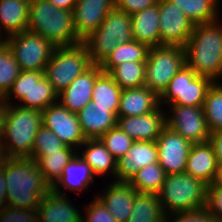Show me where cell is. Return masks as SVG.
<instances>
[{
  "mask_svg": "<svg viewBox=\"0 0 222 222\" xmlns=\"http://www.w3.org/2000/svg\"><path fill=\"white\" fill-rule=\"evenodd\" d=\"M186 65L183 46L151 47L145 66L144 86L160 96L170 80Z\"/></svg>",
  "mask_w": 222,
  "mask_h": 222,
  "instance_id": "cell-9",
  "label": "cell"
},
{
  "mask_svg": "<svg viewBox=\"0 0 222 222\" xmlns=\"http://www.w3.org/2000/svg\"><path fill=\"white\" fill-rule=\"evenodd\" d=\"M146 62L125 61L113 68L109 74L113 80L124 89L144 86Z\"/></svg>",
  "mask_w": 222,
  "mask_h": 222,
  "instance_id": "cell-35",
  "label": "cell"
},
{
  "mask_svg": "<svg viewBox=\"0 0 222 222\" xmlns=\"http://www.w3.org/2000/svg\"><path fill=\"white\" fill-rule=\"evenodd\" d=\"M180 8L195 25L206 24L221 18L220 0H169Z\"/></svg>",
  "mask_w": 222,
  "mask_h": 222,
  "instance_id": "cell-29",
  "label": "cell"
},
{
  "mask_svg": "<svg viewBox=\"0 0 222 222\" xmlns=\"http://www.w3.org/2000/svg\"><path fill=\"white\" fill-rule=\"evenodd\" d=\"M158 163L156 141H134L124 157L116 162L115 181L128 182L144 166Z\"/></svg>",
  "mask_w": 222,
  "mask_h": 222,
  "instance_id": "cell-18",
  "label": "cell"
},
{
  "mask_svg": "<svg viewBox=\"0 0 222 222\" xmlns=\"http://www.w3.org/2000/svg\"><path fill=\"white\" fill-rule=\"evenodd\" d=\"M133 40L131 16L118 8H112L101 26L83 40L91 62L101 64L119 45Z\"/></svg>",
  "mask_w": 222,
  "mask_h": 222,
  "instance_id": "cell-6",
  "label": "cell"
},
{
  "mask_svg": "<svg viewBox=\"0 0 222 222\" xmlns=\"http://www.w3.org/2000/svg\"><path fill=\"white\" fill-rule=\"evenodd\" d=\"M134 141H156L167 126L166 111L159 106L155 111L135 117H117V124Z\"/></svg>",
  "mask_w": 222,
  "mask_h": 222,
  "instance_id": "cell-16",
  "label": "cell"
},
{
  "mask_svg": "<svg viewBox=\"0 0 222 222\" xmlns=\"http://www.w3.org/2000/svg\"><path fill=\"white\" fill-rule=\"evenodd\" d=\"M207 184L187 173L166 175L157 193L166 216L206 207Z\"/></svg>",
  "mask_w": 222,
  "mask_h": 222,
  "instance_id": "cell-5",
  "label": "cell"
},
{
  "mask_svg": "<svg viewBox=\"0 0 222 222\" xmlns=\"http://www.w3.org/2000/svg\"><path fill=\"white\" fill-rule=\"evenodd\" d=\"M41 126V111L6 104L1 141L4 157H30L35 136Z\"/></svg>",
  "mask_w": 222,
  "mask_h": 222,
  "instance_id": "cell-4",
  "label": "cell"
},
{
  "mask_svg": "<svg viewBox=\"0 0 222 222\" xmlns=\"http://www.w3.org/2000/svg\"><path fill=\"white\" fill-rule=\"evenodd\" d=\"M103 193L95 195L118 222H127L134 203L136 190L125 181H109Z\"/></svg>",
  "mask_w": 222,
  "mask_h": 222,
  "instance_id": "cell-20",
  "label": "cell"
},
{
  "mask_svg": "<svg viewBox=\"0 0 222 222\" xmlns=\"http://www.w3.org/2000/svg\"><path fill=\"white\" fill-rule=\"evenodd\" d=\"M156 144L158 163L166 174L185 173L192 144L168 126L164 128L156 140Z\"/></svg>",
  "mask_w": 222,
  "mask_h": 222,
  "instance_id": "cell-15",
  "label": "cell"
},
{
  "mask_svg": "<svg viewBox=\"0 0 222 222\" xmlns=\"http://www.w3.org/2000/svg\"><path fill=\"white\" fill-rule=\"evenodd\" d=\"M95 179L96 177L92 173L90 166L77 153L63 168L61 179L52 190L60 195H66V191L80 195L79 193L81 192H89L88 188L95 183Z\"/></svg>",
  "mask_w": 222,
  "mask_h": 222,
  "instance_id": "cell-22",
  "label": "cell"
},
{
  "mask_svg": "<svg viewBox=\"0 0 222 222\" xmlns=\"http://www.w3.org/2000/svg\"><path fill=\"white\" fill-rule=\"evenodd\" d=\"M0 222H39V220L36 209L4 206L0 210Z\"/></svg>",
  "mask_w": 222,
  "mask_h": 222,
  "instance_id": "cell-41",
  "label": "cell"
},
{
  "mask_svg": "<svg viewBox=\"0 0 222 222\" xmlns=\"http://www.w3.org/2000/svg\"><path fill=\"white\" fill-rule=\"evenodd\" d=\"M213 83L210 78L196 75L185 65L159 96L160 106L165 109L168 105L203 106L207 91Z\"/></svg>",
  "mask_w": 222,
  "mask_h": 222,
  "instance_id": "cell-10",
  "label": "cell"
},
{
  "mask_svg": "<svg viewBox=\"0 0 222 222\" xmlns=\"http://www.w3.org/2000/svg\"><path fill=\"white\" fill-rule=\"evenodd\" d=\"M85 206V211L82 213V222H118L105 205L94 195L93 201L91 200Z\"/></svg>",
  "mask_w": 222,
  "mask_h": 222,
  "instance_id": "cell-40",
  "label": "cell"
},
{
  "mask_svg": "<svg viewBox=\"0 0 222 222\" xmlns=\"http://www.w3.org/2000/svg\"><path fill=\"white\" fill-rule=\"evenodd\" d=\"M164 222H216V219L204 208L192 212L168 215Z\"/></svg>",
  "mask_w": 222,
  "mask_h": 222,
  "instance_id": "cell-43",
  "label": "cell"
},
{
  "mask_svg": "<svg viewBox=\"0 0 222 222\" xmlns=\"http://www.w3.org/2000/svg\"><path fill=\"white\" fill-rule=\"evenodd\" d=\"M71 202L68 195L57 194L51 189L37 206L39 222H82V211Z\"/></svg>",
  "mask_w": 222,
  "mask_h": 222,
  "instance_id": "cell-21",
  "label": "cell"
},
{
  "mask_svg": "<svg viewBox=\"0 0 222 222\" xmlns=\"http://www.w3.org/2000/svg\"><path fill=\"white\" fill-rule=\"evenodd\" d=\"M64 146L65 144L51 130L42 125L35 136L30 158L36 161L40 156L58 152Z\"/></svg>",
  "mask_w": 222,
  "mask_h": 222,
  "instance_id": "cell-39",
  "label": "cell"
},
{
  "mask_svg": "<svg viewBox=\"0 0 222 222\" xmlns=\"http://www.w3.org/2000/svg\"><path fill=\"white\" fill-rule=\"evenodd\" d=\"M158 0H115V8L123 10L129 15L156 5Z\"/></svg>",
  "mask_w": 222,
  "mask_h": 222,
  "instance_id": "cell-44",
  "label": "cell"
},
{
  "mask_svg": "<svg viewBox=\"0 0 222 222\" xmlns=\"http://www.w3.org/2000/svg\"><path fill=\"white\" fill-rule=\"evenodd\" d=\"M161 46H185L194 24L169 0H158Z\"/></svg>",
  "mask_w": 222,
  "mask_h": 222,
  "instance_id": "cell-14",
  "label": "cell"
},
{
  "mask_svg": "<svg viewBox=\"0 0 222 222\" xmlns=\"http://www.w3.org/2000/svg\"><path fill=\"white\" fill-rule=\"evenodd\" d=\"M130 16L134 40L149 48L161 46L158 3Z\"/></svg>",
  "mask_w": 222,
  "mask_h": 222,
  "instance_id": "cell-26",
  "label": "cell"
},
{
  "mask_svg": "<svg viewBox=\"0 0 222 222\" xmlns=\"http://www.w3.org/2000/svg\"><path fill=\"white\" fill-rule=\"evenodd\" d=\"M3 99L6 104H17L42 112L49 105L58 102V93L44 76V72L27 70L20 72Z\"/></svg>",
  "mask_w": 222,
  "mask_h": 222,
  "instance_id": "cell-8",
  "label": "cell"
},
{
  "mask_svg": "<svg viewBox=\"0 0 222 222\" xmlns=\"http://www.w3.org/2000/svg\"><path fill=\"white\" fill-rule=\"evenodd\" d=\"M213 184L222 187V165H218L217 174Z\"/></svg>",
  "mask_w": 222,
  "mask_h": 222,
  "instance_id": "cell-49",
  "label": "cell"
},
{
  "mask_svg": "<svg viewBox=\"0 0 222 222\" xmlns=\"http://www.w3.org/2000/svg\"><path fill=\"white\" fill-rule=\"evenodd\" d=\"M210 133L222 130V83L214 82L208 89L203 105Z\"/></svg>",
  "mask_w": 222,
  "mask_h": 222,
  "instance_id": "cell-36",
  "label": "cell"
},
{
  "mask_svg": "<svg viewBox=\"0 0 222 222\" xmlns=\"http://www.w3.org/2000/svg\"><path fill=\"white\" fill-rule=\"evenodd\" d=\"M27 30L41 35L55 47L83 42L74 28L73 11L57 8L48 0L29 1Z\"/></svg>",
  "mask_w": 222,
  "mask_h": 222,
  "instance_id": "cell-3",
  "label": "cell"
},
{
  "mask_svg": "<svg viewBox=\"0 0 222 222\" xmlns=\"http://www.w3.org/2000/svg\"><path fill=\"white\" fill-rule=\"evenodd\" d=\"M110 154L118 160L124 157L134 140L117 125L99 138Z\"/></svg>",
  "mask_w": 222,
  "mask_h": 222,
  "instance_id": "cell-38",
  "label": "cell"
},
{
  "mask_svg": "<svg viewBox=\"0 0 222 222\" xmlns=\"http://www.w3.org/2000/svg\"><path fill=\"white\" fill-rule=\"evenodd\" d=\"M114 7L115 0H77L73 10L77 36L83 41L96 31Z\"/></svg>",
  "mask_w": 222,
  "mask_h": 222,
  "instance_id": "cell-17",
  "label": "cell"
},
{
  "mask_svg": "<svg viewBox=\"0 0 222 222\" xmlns=\"http://www.w3.org/2000/svg\"><path fill=\"white\" fill-rule=\"evenodd\" d=\"M168 107L165 111H167L166 122L169 128L191 144L209 141L211 133L207 126L203 106L168 105Z\"/></svg>",
  "mask_w": 222,
  "mask_h": 222,
  "instance_id": "cell-12",
  "label": "cell"
},
{
  "mask_svg": "<svg viewBox=\"0 0 222 222\" xmlns=\"http://www.w3.org/2000/svg\"><path fill=\"white\" fill-rule=\"evenodd\" d=\"M3 165H0V210L6 206V184Z\"/></svg>",
  "mask_w": 222,
  "mask_h": 222,
  "instance_id": "cell-46",
  "label": "cell"
},
{
  "mask_svg": "<svg viewBox=\"0 0 222 222\" xmlns=\"http://www.w3.org/2000/svg\"><path fill=\"white\" fill-rule=\"evenodd\" d=\"M42 125L51 130L66 146L77 151L86 141L77 113L70 112L59 102L49 105L42 111Z\"/></svg>",
  "mask_w": 222,
  "mask_h": 222,
  "instance_id": "cell-13",
  "label": "cell"
},
{
  "mask_svg": "<svg viewBox=\"0 0 222 222\" xmlns=\"http://www.w3.org/2000/svg\"><path fill=\"white\" fill-rule=\"evenodd\" d=\"M6 206L37 209L41 199L51 190L36 161L30 157H4L2 160Z\"/></svg>",
  "mask_w": 222,
  "mask_h": 222,
  "instance_id": "cell-1",
  "label": "cell"
},
{
  "mask_svg": "<svg viewBox=\"0 0 222 222\" xmlns=\"http://www.w3.org/2000/svg\"><path fill=\"white\" fill-rule=\"evenodd\" d=\"M205 209L217 220L222 218V187L210 184L207 186Z\"/></svg>",
  "mask_w": 222,
  "mask_h": 222,
  "instance_id": "cell-42",
  "label": "cell"
},
{
  "mask_svg": "<svg viewBox=\"0 0 222 222\" xmlns=\"http://www.w3.org/2000/svg\"><path fill=\"white\" fill-rule=\"evenodd\" d=\"M149 47L136 40L119 44L100 64L103 72L109 73L113 68L125 61L146 62Z\"/></svg>",
  "mask_w": 222,
  "mask_h": 222,
  "instance_id": "cell-33",
  "label": "cell"
},
{
  "mask_svg": "<svg viewBox=\"0 0 222 222\" xmlns=\"http://www.w3.org/2000/svg\"><path fill=\"white\" fill-rule=\"evenodd\" d=\"M5 110H6V103L4 102L3 97H0V142L2 141L3 138Z\"/></svg>",
  "mask_w": 222,
  "mask_h": 222,
  "instance_id": "cell-48",
  "label": "cell"
},
{
  "mask_svg": "<svg viewBox=\"0 0 222 222\" xmlns=\"http://www.w3.org/2000/svg\"><path fill=\"white\" fill-rule=\"evenodd\" d=\"M186 65L196 75L222 80V17L221 20L197 24L184 46Z\"/></svg>",
  "mask_w": 222,
  "mask_h": 222,
  "instance_id": "cell-2",
  "label": "cell"
},
{
  "mask_svg": "<svg viewBox=\"0 0 222 222\" xmlns=\"http://www.w3.org/2000/svg\"><path fill=\"white\" fill-rule=\"evenodd\" d=\"M21 71L44 72L55 46L41 35L25 30L7 38Z\"/></svg>",
  "mask_w": 222,
  "mask_h": 222,
  "instance_id": "cell-11",
  "label": "cell"
},
{
  "mask_svg": "<svg viewBox=\"0 0 222 222\" xmlns=\"http://www.w3.org/2000/svg\"><path fill=\"white\" fill-rule=\"evenodd\" d=\"M84 147L85 149H83ZM77 153L90 166L95 177H104V175L107 177V175L112 174V179L115 181L117 160L110 154L99 138L86 139Z\"/></svg>",
  "mask_w": 222,
  "mask_h": 222,
  "instance_id": "cell-27",
  "label": "cell"
},
{
  "mask_svg": "<svg viewBox=\"0 0 222 222\" xmlns=\"http://www.w3.org/2000/svg\"><path fill=\"white\" fill-rule=\"evenodd\" d=\"M57 8H62L64 10L73 11L77 0H48Z\"/></svg>",
  "mask_w": 222,
  "mask_h": 222,
  "instance_id": "cell-47",
  "label": "cell"
},
{
  "mask_svg": "<svg viewBox=\"0 0 222 222\" xmlns=\"http://www.w3.org/2000/svg\"><path fill=\"white\" fill-rule=\"evenodd\" d=\"M83 135L86 139L100 138L117 124V115L108 108H97L91 101L77 113Z\"/></svg>",
  "mask_w": 222,
  "mask_h": 222,
  "instance_id": "cell-25",
  "label": "cell"
},
{
  "mask_svg": "<svg viewBox=\"0 0 222 222\" xmlns=\"http://www.w3.org/2000/svg\"><path fill=\"white\" fill-rule=\"evenodd\" d=\"M30 0L0 1V34L6 38L27 30ZM4 32V33H3Z\"/></svg>",
  "mask_w": 222,
  "mask_h": 222,
  "instance_id": "cell-28",
  "label": "cell"
},
{
  "mask_svg": "<svg viewBox=\"0 0 222 222\" xmlns=\"http://www.w3.org/2000/svg\"><path fill=\"white\" fill-rule=\"evenodd\" d=\"M217 169L218 162L213 145L209 141L192 144L185 173L210 185L215 180Z\"/></svg>",
  "mask_w": 222,
  "mask_h": 222,
  "instance_id": "cell-23",
  "label": "cell"
},
{
  "mask_svg": "<svg viewBox=\"0 0 222 222\" xmlns=\"http://www.w3.org/2000/svg\"><path fill=\"white\" fill-rule=\"evenodd\" d=\"M3 159H4V155H3L2 146H1V142H0V165H1Z\"/></svg>",
  "mask_w": 222,
  "mask_h": 222,
  "instance_id": "cell-51",
  "label": "cell"
},
{
  "mask_svg": "<svg viewBox=\"0 0 222 222\" xmlns=\"http://www.w3.org/2000/svg\"><path fill=\"white\" fill-rule=\"evenodd\" d=\"M101 72L100 64H93L58 94V102L70 112L78 113L92 101L93 85Z\"/></svg>",
  "mask_w": 222,
  "mask_h": 222,
  "instance_id": "cell-19",
  "label": "cell"
},
{
  "mask_svg": "<svg viewBox=\"0 0 222 222\" xmlns=\"http://www.w3.org/2000/svg\"><path fill=\"white\" fill-rule=\"evenodd\" d=\"M209 142L213 145L218 165H222V130L211 133Z\"/></svg>",
  "mask_w": 222,
  "mask_h": 222,
  "instance_id": "cell-45",
  "label": "cell"
},
{
  "mask_svg": "<svg viewBox=\"0 0 222 222\" xmlns=\"http://www.w3.org/2000/svg\"><path fill=\"white\" fill-rule=\"evenodd\" d=\"M7 45V38L0 34V50Z\"/></svg>",
  "mask_w": 222,
  "mask_h": 222,
  "instance_id": "cell-50",
  "label": "cell"
},
{
  "mask_svg": "<svg viewBox=\"0 0 222 222\" xmlns=\"http://www.w3.org/2000/svg\"><path fill=\"white\" fill-rule=\"evenodd\" d=\"M216 222H222V218L217 219Z\"/></svg>",
  "mask_w": 222,
  "mask_h": 222,
  "instance_id": "cell-52",
  "label": "cell"
},
{
  "mask_svg": "<svg viewBox=\"0 0 222 222\" xmlns=\"http://www.w3.org/2000/svg\"><path fill=\"white\" fill-rule=\"evenodd\" d=\"M165 217L156 193L135 192L132 213L127 222H164Z\"/></svg>",
  "mask_w": 222,
  "mask_h": 222,
  "instance_id": "cell-32",
  "label": "cell"
},
{
  "mask_svg": "<svg viewBox=\"0 0 222 222\" xmlns=\"http://www.w3.org/2000/svg\"><path fill=\"white\" fill-rule=\"evenodd\" d=\"M92 65L83 42L73 46L55 47L44 70V76L59 94Z\"/></svg>",
  "mask_w": 222,
  "mask_h": 222,
  "instance_id": "cell-7",
  "label": "cell"
},
{
  "mask_svg": "<svg viewBox=\"0 0 222 222\" xmlns=\"http://www.w3.org/2000/svg\"><path fill=\"white\" fill-rule=\"evenodd\" d=\"M77 152L73 147L65 145L61 150H58V152L40 156L36 160L40 172L43 174L46 183L51 189L61 179L63 168L72 160Z\"/></svg>",
  "mask_w": 222,
  "mask_h": 222,
  "instance_id": "cell-30",
  "label": "cell"
},
{
  "mask_svg": "<svg viewBox=\"0 0 222 222\" xmlns=\"http://www.w3.org/2000/svg\"><path fill=\"white\" fill-rule=\"evenodd\" d=\"M121 93L122 89L112 76L102 71L93 85L92 102L97 108H108L117 115Z\"/></svg>",
  "mask_w": 222,
  "mask_h": 222,
  "instance_id": "cell-31",
  "label": "cell"
},
{
  "mask_svg": "<svg viewBox=\"0 0 222 222\" xmlns=\"http://www.w3.org/2000/svg\"><path fill=\"white\" fill-rule=\"evenodd\" d=\"M166 175L159 163H153L139 169L128 183L136 192L157 194L165 181Z\"/></svg>",
  "mask_w": 222,
  "mask_h": 222,
  "instance_id": "cell-34",
  "label": "cell"
},
{
  "mask_svg": "<svg viewBox=\"0 0 222 222\" xmlns=\"http://www.w3.org/2000/svg\"><path fill=\"white\" fill-rule=\"evenodd\" d=\"M160 106L159 96L146 86L122 90L117 117L151 113Z\"/></svg>",
  "mask_w": 222,
  "mask_h": 222,
  "instance_id": "cell-24",
  "label": "cell"
},
{
  "mask_svg": "<svg viewBox=\"0 0 222 222\" xmlns=\"http://www.w3.org/2000/svg\"><path fill=\"white\" fill-rule=\"evenodd\" d=\"M20 72L21 69L14 54L6 45L0 50V97H4L8 93Z\"/></svg>",
  "mask_w": 222,
  "mask_h": 222,
  "instance_id": "cell-37",
  "label": "cell"
}]
</instances>
